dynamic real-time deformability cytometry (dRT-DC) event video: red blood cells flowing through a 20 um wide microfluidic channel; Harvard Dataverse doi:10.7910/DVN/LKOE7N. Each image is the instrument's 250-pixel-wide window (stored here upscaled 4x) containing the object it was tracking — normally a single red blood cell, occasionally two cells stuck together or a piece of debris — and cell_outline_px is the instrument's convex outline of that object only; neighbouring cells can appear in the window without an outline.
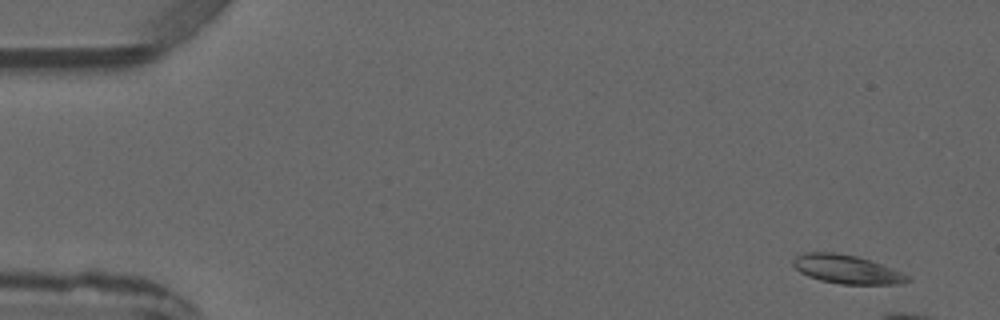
{"species": "common noctule bat (a hibernating species)", "species_latin": "Nyctalus noctula", "temperature_condition": "warm", "stored_images_in_passage": 4, "camera_frame_rate_fps": 3000, "um_per_image_px": 0.085, "animal": {"sex": "male", "forearm_length_mm": 52.5}, "frame": {"image": 1, "passage_image": 1, "time_ms": 0.0, "image_size_px": [1000, 320], "cell_outline_px": [[912, 280], [900, 284], [840, 284], [820, 280], [808, 276], [800, 272], [792, 264], [792, 260], [796, 256], [804, 252], [832, 252], [856, 256], [880, 264], [900, 272], [908, 276]], "centroid_in_image_um": [71.93, 22.89], "position_along_channel_um": 13.1, "area_um2": 18.9}}